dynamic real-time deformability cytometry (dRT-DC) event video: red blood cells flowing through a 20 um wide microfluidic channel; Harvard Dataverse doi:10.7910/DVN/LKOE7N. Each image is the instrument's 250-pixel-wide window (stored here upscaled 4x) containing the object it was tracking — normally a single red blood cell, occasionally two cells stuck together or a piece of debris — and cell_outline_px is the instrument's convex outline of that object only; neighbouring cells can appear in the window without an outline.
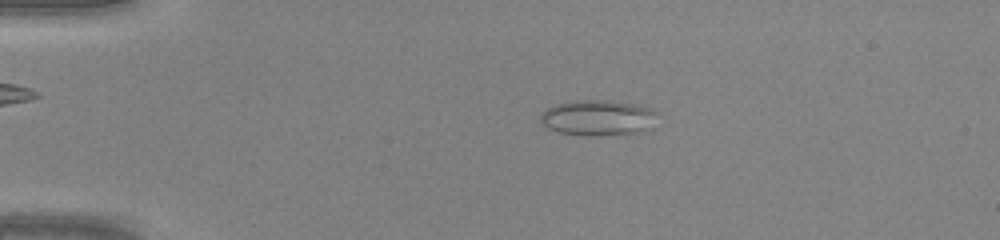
{"species": "common noctule bat (a hibernating species)", "species_latin": "Nyctalus noctula", "temperature_condition": "warm", "stored_images_in_passage": 45, "camera_frame_rate_fps": 3000, "um_per_image_px": 0.085, "animal": {"sex": "male", "body_mass_g": 20.0, "forearm_length_mm": 53.3}, "frame": {"image": 1, "passage_image": 10, "time_ms": 3.0, "image_size_px": [1000, 240], "cell_outline_px": [[656, 112], [652, 128], [644, 132], [588, 136], [560, 132], [548, 128], [540, 120], [540, 112], [556, 104], [568, 100], [612, 100], [652, 108]], "centroid_in_image_um": [50.82, 10.0], "position_along_channel_um": 34.2, "area_um2": 24.39}}
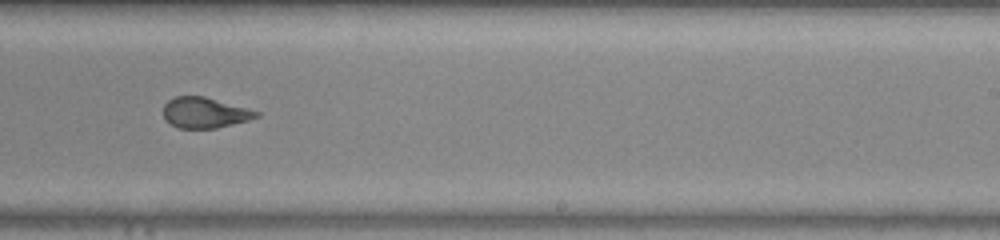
{"frame": {"image": 2, "passage_image": 29, "time_ms": 9.333, "image_size_px": [1000, 240], "cell_outline_px": [[260, 116], [248, 120], [216, 128], [176, 128], [164, 120], [164, 104], [168, 100], [176, 96], [204, 96], [248, 108], [260, 112]], "centroid_in_image_um": [17.39, 9.58], "position_along_channel_um": 271.6, "area_um2": 16.65}}
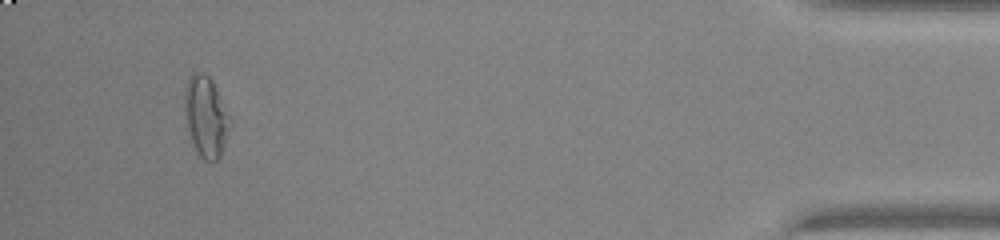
{"frame": {"image": 3, "passage_image": 43, "time_ms": 14.0, "image_size_px": [1000, 240], "cell_outline_px": [[232, 124], [220, 156], [212, 164], [204, 160], [200, 156], [192, 140], [188, 128], [184, 112], [184, 88], [192, 72], [204, 72], [212, 80], [232, 116]], "centroid_in_image_um": [17.53, 9.89], "position_along_channel_um": 417.7, "area_um2": 21.79}}